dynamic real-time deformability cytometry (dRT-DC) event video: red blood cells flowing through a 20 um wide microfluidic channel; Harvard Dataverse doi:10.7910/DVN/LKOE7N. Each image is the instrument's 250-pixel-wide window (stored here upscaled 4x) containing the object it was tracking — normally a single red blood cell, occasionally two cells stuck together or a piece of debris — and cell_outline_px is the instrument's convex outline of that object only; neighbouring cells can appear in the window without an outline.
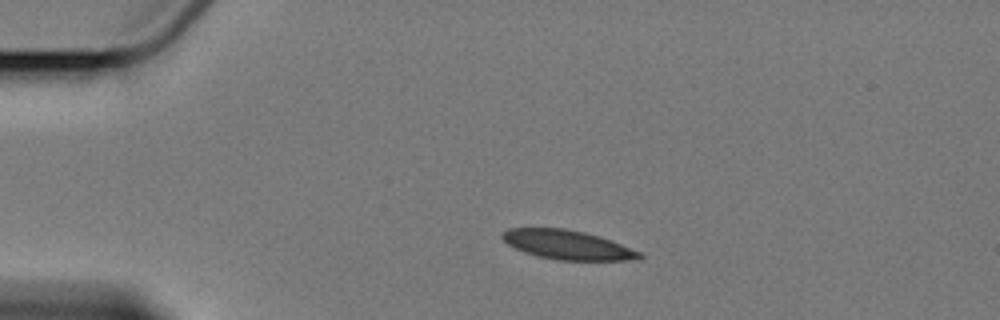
{"species": "Egyptian fruit bat (a non-hibernating species)", "species_latin": "Rousettus aegyptiacus", "temperature_condition": "cold", "stored_images_in_passage": 7, "camera_frame_rate_fps": 3000, "um_per_image_px": 0.085, "animal": {"sex": "female"}, "frame": {"image": 1, "passage_image": 2, "time_ms": 1.0, "image_size_px": [1000, 320], "cell_outline_px": [[644, 256], [640, 260], [556, 260], [536, 256], [524, 252], [508, 244], [500, 236], [508, 228], [564, 228], [584, 232], [612, 240], [640, 252]], "centroid_in_image_um": [48.25, 20.81], "position_along_channel_um": 36.8, "area_um2": 23.35}}
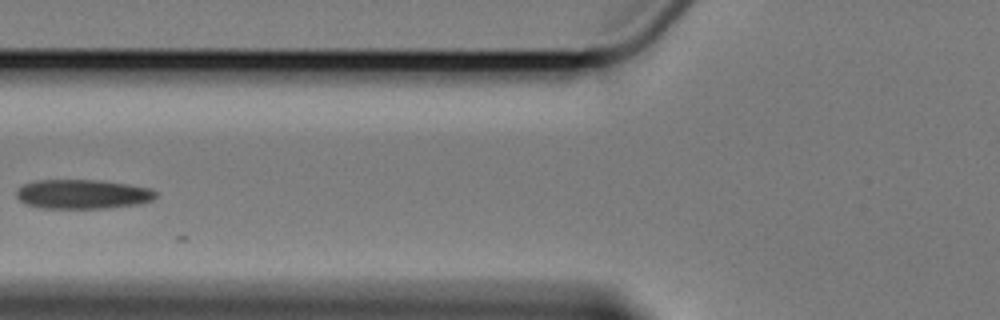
{"frame": {"image": 2, "passage_image": 5, "time_ms": 4.667, "image_size_px": [1000, 320], "cell_outline_px": [[156, 196], [152, 200], [140, 204], [108, 208], [40, 208], [24, 204], [16, 196], [16, 192], [24, 184], [36, 180], [100, 180], [128, 184], [148, 188], [156, 192]], "centroid_in_image_um": [7.01, 16.51], "position_along_channel_um": 118.8, "area_um2": 23.87}}
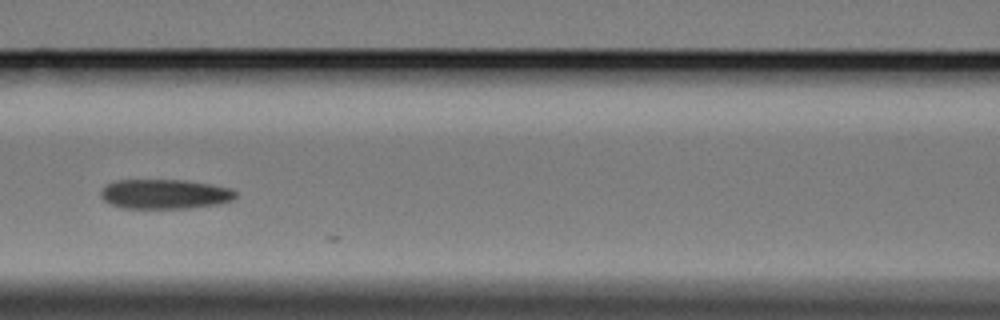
{"frame": {"image": 3, "passage_image": 6, "time_ms": 5.667, "image_size_px": [1000, 320], "cell_outline_px": [[236, 196], [232, 200], [220, 204], [188, 208], [120, 208], [104, 200], [100, 196], [100, 188], [116, 180], [184, 180], [212, 184], [232, 188], [236, 192]], "centroid_in_image_um": [14.01, 16.49], "position_along_channel_um": 152.6, "area_um2": 23.47}}